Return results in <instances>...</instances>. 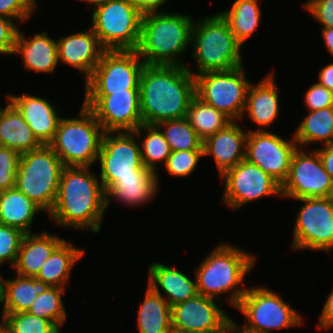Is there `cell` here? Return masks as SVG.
<instances>
[{
	"label": "cell",
	"instance_id": "cell-20",
	"mask_svg": "<svg viewBox=\"0 0 333 333\" xmlns=\"http://www.w3.org/2000/svg\"><path fill=\"white\" fill-rule=\"evenodd\" d=\"M58 62L61 61L85 73V82L91 77L102 54L106 51L92 28L57 40Z\"/></svg>",
	"mask_w": 333,
	"mask_h": 333
},
{
	"label": "cell",
	"instance_id": "cell-32",
	"mask_svg": "<svg viewBox=\"0 0 333 333\" xmlns=\"http://www.w3.org/2000/svg\"><path fill=\"white\" fill-rule=\"evenodd\" d=\"M259 0H236L229 10L221 12L236 40L243 46L259 28L262 10Z\"/></svg>",
	"mask_w": 333,
	"mask_h": 333
},
{
	"label": "cell",
	"instance_id": "cell-25",
	"mask_svg": "<svg viewBox=\"0 0 333 333\" xmlns=\"http://www.w3.org/2000/svg\"><path fill=\"white\" fill-rule=\"evenodd\" d=\"M64 240L55 234H49L47 231L39 234H25L13 266L16 274L36 277L45 261Z\"/></svg>",
	"mask_w": 333,
	"mask_h": 333
},
{
	"label": "cell",
	"instance_id": "cell-3",
	"mask_svg": "<svg viewBox=\"0 0 333 333\" xmlns=\"http://www.w3.org/2000/svg\"><path fill=\"white\" fill-rule=\"evenodd\" d=\"M193 23L189 14L144 11L136 49L139 57L145 65L187 66L179 58L190 46Z\"/></svg>",
	"mask_w": 333,
	"mask_h": 333
},
{
	"label": "cell",
	"instance_id": "cell-42",
	"mask_svg": "<svg viewBox=\"0 0 333 333\" xmlns=\"http://www.w3.org/2000/svg\"><path fill=\"white\" fill-rule=\"evenodd\" d=\"M36 8V0H0V16L13 20L26 22Z\"/></svg>",
	"mask_w": 333,
	"mask_h": 333
},
{
	"label": "cell",
	"instance_id": "cell-22",
	"mask_svg": "<svg viewBox=\"0 0 333 333\" xmlns=\"http://www.w3.org/2000/svg\"><path fill=\"white\" fill-rule=\"evenodd\" d=\"M157 173L148 168L136 170V176L117 177L106 190V208L113 197L126 206H139L148 203L158 192Z\"/></svg>",
	"mask_w": 333,
	"mask_h": 333
},
{
	"label": "cell",
	"instance_id": "cell-40",
	"mask_svg": "<svg viewBox=\"0 0 333 333\" xmlns=\"http://www.w3.org/2000/svg\"><path fill=\"white\" fill-rule=\"evenodd\" d=\"M24 235L25 233L17 228L0 224V266L5 261L14 266Z\"/></svg>",
	"mask_w": 333,
	"mask_h": 333
},
{
	"label": "cell",
	"instance_id": "cell-11",
	"mask_svg": "<svg viewBox=\"0 0 333 333\" xmlns=\"http://www.w3.org/2000/svg\"><path fill=\"white\" fill-rule=\"evenodd\" d=\"M144 66L136 50L105 51L85 82V95H111L139 89Z\"/></svg>",
	"mask_w": 333,
	"mask_h": 333
},
{
	"label": "cell",
	"instance_id": "cell-51",
	"mask_svg": "<svg viewBox=\"0 0 333 333\" xmlns=\"http://www.w3.org/2000/svg\"><path fill=\"white\" fill-rule=\"evenodd\" d=\"M80 1L92 4L93 5L92 8L94 10L96 7L104 5L105 3H107L111 0H80Z\"/></svg>",
	"mask_w": 333,
	"mask_h": 333
},
{
	"label": "cell",
	"instance_id": "cell-27",
	"mask_svg": "<svg viewBox=\"0 0 333 333\" xmlns=\"http://www.w3.org/2000/svg\"><path fill=\"white\" fill-rule=\"evenodd\" d=\"M0 146L14 149L20 155L42 146L10 102L5 108H0Z\"/></svg>",
	"mask_w": 333,
	"mask_h": 333
},
{
	"label": "cell",
	"instance_id": "cell-50",
	"mask_svg": "<svg viewBox=\"0 0 333 333\" xmlns=\"http://www.w3.org/2000/svg\"><path fill=\"white\" fill-rule=\"evenodd\" d=\"M322 36L327 51L333 56V27L322 28Z\"/></svg>",
	"mask_w": 333,
	"mask_h": 333
},
{
	"label": "cell",
	"instance_id": "cell-1",
	"mask_svg": "<svg viewBox=\"0 0 333 333\" xmlns=\"http://www.w3.org/2000/svg\"><path fill=\"white\" fill-rule=\"evenodd\" d=\"M187 66L145 65L139 80L145 125L185 118L195 96V79Z\"/></svg>",
	"mask_w": 333,
	"mask_h": 333
},
{
	"label": "cell",
	"instance_id": "cell-26",
	"mask_svg": "<svg viewBox=\"0 0 333 333\" xmlns=\"http://www.w3.org/2000/svg\"><path fill=\"white\" fill-rule=\"evenodd\" d=\"M278 97L274 73L271 72L256 85L250 83L243 114L246 112L251 121L267 128L274 123L279 114Z\"/></svg>",
	"mask_w": 333,
	"mask_h": 333
},
{
	"label": "cell",
	"instance_id": "cell-33",
	"mask_svg": "<svg viewBox=\"0 0 333 333\" xmlns=\"http://www.w3.org/2000/svg\"><path fill=\"white\" fill-rule=\"evenodd\" d=\"M298 147L311 143H333V106L316 111H309L300 122L294 134ZM319 141V142H318Z\"/></svg>",
	"mask_w": 333,
	"mask_h": 333
},
{
	"label": "cell",
	"instance_id": "cell-48",
	"mask_svg": "<svg viewBox=\"0 0 333 333\" xmlns=\"http://www.w3.org/2000/svg\"><path fill=\"white\" fill-rule=\"evenodd\" d=\"M318 83L333 91V63L324 66L320 70Z\"/></svg>",
	"mask_w": 333,
	"mask_h": 333
},
{
	"label": "cell",
	"instance_id": "cell-24",
	"mask_svg": "<svg viewBox=\"0 0 333 333\" xmlns=\"http://www.w3.org/2000/svg\"><path fill=\"white\" fill-rule=\"evenodd\" d=\"M148 268V286L165 296L161 293L162 289L166 294L163 298L170 306L198 295L196 279L192 281L183 272L159 262H153Z\"/></svg>",
	"mask_w": 333,
	"mask_h": 333
},
{
	"label": "cell",
	"instance_id": "cell-10",
	"mask_svg": "<svg viewBox=\"0 0 333 333\" xmlns=\"http://www.w3.org/2000/svg\"><path fill=\"white\" fill-rule=\"evenodd\" d=\"M195 95L213 106L232 121L244 115L247 91L250 81L244 73L243 65L228 71L206 72L194 76Z\"/></svg>",
	"mask_w": 333,
	"mask_h": 333
},
{
	"label": "cell",
	"instance_id": "cell-29",
	"mask_svg": "<svg viewBox=\"0 0 333 333\" xmlns=\"http://www.w3.org/2000/svg\"><path fill=\"white\" fill-rule=\"evenodd\" d=\"M83 254L84 250L78 249L64 240L45 261L35 278L50 287L66 289L65 286L70 279V272Z\"/></svg>",
	"mask_w": 333,
	"mask_h": 333
},
{
	"label": "cell",
	"instance_id": "cell-28",
	"mask_svg": "<svg viewBox=\"0 0 333 333\" xmlns=\"http://www.w3.org/2000/svg\"><path fill=\"white\" fill-rule=\"evenodd\" d=\"M43 210L16 187L0 191V224L32 233L30 228L37 213Z\"/></svg>",
	"mask_w": 333,
	"mask_h": 333
},
{
	"label": "cell",
	"instance_id": "cell-4",
	"mask_svg": "<svg viewBox=\"0 0 333 333\" xmlns=\"http://www.w3.org/2000/svg\"><path fill=\"white\" fill-rule=\"evenodd\" d=\"M241 250L225 243L211 250L195 270L199 295L217 299L219 295L232 291L229 302L236 308L248 289L239 285L255 263L252 253Z\"/></svg>",
	"mask_w": 333,
	"mask_h": 333
},
{
	"label": "cell",
	"instance_id": "cell-15",
	"mask_svg": "<svg viewBox=\"0 0 333 333\" xmlns=\"http://www.w3.org/2000/svg\"><path fill=\"white\" fill-rule=\"evenodd\" d=\"M83 105L94 114L105 132L135 131L143 124L139 89L111 95H85Z\"/></svg>",
	"mask_w": 333,
	"mask_h": 333
},
{
	"label": "cell",
	"instance_id": "cell-7",
	"mask_svg": "<svg viewBox=\"0 0 333 333\" xmlns=\"http://www.w3.org/2000/svg\"><path fill=\"white\" fill-rule=\"evenodd\" d=\"M64 165L49 145L23 153L15 187L48 214L55 204Z\"/></svg>",
	"mask_w": 333,
	"mask_h": 333
},
{
	"label": "cell",
	"instance_id": "cell-14",
	"mask_svg": "<svg viewBox=\"0 0 333 333\" xmlns=\"http://www.w3.org/2000/svg\"><path fill=\"white\" fill-rule=\"evenodd\" d=\"M220 178L225 180L222 202L233 210L263 197L282 196L281 185L246 159L228 169Z\"/></svg>",
	"mask_w": 333,
	"mask_h": 333
},
{
	"label": "cell",
	"instance_id": "cell-9",
	"mask_svg": "<svg viewBox=\"0 0 333 333\" xmlns=\"http://www.w3.org/2000/svg\"><path fill=\"white\" fill-rule=\"evenodd\" d=\"M143 13L130 0H111L93 10L91 28L106 51L136 50Z\"/></svg>",
	"mask_w": 333,
	"mask_h": 333
},
{
	"label": "cell",
	"instance_id": "cell-39",
	"mask_svg": "<svg viewBox=\"0 0 333 333\" xmlns=\"http://www.w3.org/2000/svg\"><path fill=\"white\" fill-rule=\"evenodd\" d=\"M203 158V150L172 151L165 164V169L171 176L186 177L192 174Z\"/></svg>",
	"mask_w": 333,
	"mask_h": 333
},
{
	"label": "cell",
	"instance_id": "cell-23",
	"mask_svg": "<svg viewBox=\"0 0 333 333\" xmlns=\"http://www.w3.org/2000/svg\"><path fill=\"white\" fill-rule=\"evenodd\" d=\"M57 41L47 32L37 33L31 39L18 30L14 54H21L24 67L36 73H54L58 62Z\"/></svg>",
	"mask_w": 333,
	"mask_h": 333
},
{
	"label": "cell",
	"instance_id": "cell-54",
	"mask_svg": "<svg viewBox=\"0 0 333 333\" xmlns=\"http://www.w3.org/2000/svg\"><path fill=\"white\" fill-rule=\"evenodd\" d=\"M0 333H4L3 332V320L0 322Z\"/></svg>",
	"mask_w": 333,
	"mask_h": 333
},
{
	"label": "cell",
	"instance_id": "cell-36",
	"mask_svg": "<svg viewBox=\"0 0 333 333\" xmlns=\"http://www.w3.org/2000/svg\"><path fill=\"white\" fill-rule=\"evenodd\" d=\"M156 126L164 134L172 151L203 150V141L186 117L161 121Z\"/></svg>",
	"mask_w": 333,
	"mask_h": 333
},
{
	"label": "cell",
	"instance_id": "cell-46",
	"mask_svg": "<svg viewBox=\"0 0 333 333\" xmlns=\"http://www.w3.org/2000/svg\"><path fill=\"white\" fill-rule=\"evenodd\" d=\"M317 327L320 330H329L330 328H333V289L330 291L326 303L322 308Z\"/></svg>",
	"mask_w": 333,
	"mask_h": 333
},
{
	"label": "cell",
	"instance_id": "cell-31",
	"mask_svg": "<svg viewBox=\"0 0 333 333\" xmlns=\"http://www.w3.org/2000/svg\"><path fill=\"white\" fill-rule=\"evenodd\" d=\"M144 300L138 310L139 333H168L171 325V306L160 294L147 285Z\"/></svg>",
	"mask_w": 333,
	"mask_h": 333
},
{
	"label": "cell",
	"instance_id": "cell-47",
	"mask_svg": "<svg viewBox=\"0 0 333 333\" xmlns=\"http://www.w3.org/2000/svg\"><path fill=\"white\" fill-rule=\"evenodd\" d=\"M316 150L320 155L323 167L333 179V143Z\"/></svg>",
	"mask_w": 333,
	"mask_h": 333
},
{
	"label": "cell",
	"instance_id": "cell-38",
	"mask_svg": "<svg viewBox=\"0 0 333 333\" xmlns=\"http://www.w3.org/2000/svg\"><path fill=\"white\" fill-rule=\"evenodd\" d=\"M60 330L52 321L29 312L5 313L3 319L4 333H60Z\"/></svg>",
	"mask_w": 333,
	"mask_h": 333
},
{
	"label": "cell",
	"instance_id": "cell-37",
	"mask_svg": "<svg viewBox=\"0 0 333 333\" xmlns=\"http://www.w3.org/2000/svg\"><path fill=\"white\" fill-rule=\"evenodd\" d=\"M64 288L49 287L39 294L28 310L33 316H38L52 321L59 329L66 321V310L62 301Z\"/></svg>",
	"mask_w": 333,
	"mask_h": 333
},
{
	"label": "cell",
	"instance_id": "cell-44",
	"mask_svg": "<svg viewBox=\"0 0 333 333\" xmlns=\"http://www.w3.org/2000/svg\"><path fill=\"white\" fill-rule=\"evenodd\" d=\"M302 5L322 24V28L333 27V0H310Z\"/></svg>",
	"mask_w": 333,
	"mask_h": 333
},
{
	"label": "cell",
	"instance_id": "cell-17",
	"mask_svg": "<svg viewBox=\"0 0 333 333\" xmlns=\"http://www.w3.org/2000/svg\"><path fill=\"white\" fill-rule=\"evenodd\" d=\"M297 147L294 136L292 140H286L262 128L250 130L245 159L282 185L288 176L291 158Z\"/></svg>",
	"mask_w": 333,
	"mask_h": 333
},
{
	"label": "cell",
	"instance_id": "cell-12",
	"mask_svg": "<svg viewBox=\"0 0 333 333\" xmlns=\"http://www.w3.org/2000/svg\"><path fill=\"white\" fill-rule=\"evenodd\" d=\"M295 200L304 204L297 211L293 250L330 252L333 249V196Z\"/></svg>",
	"mask_w": 333,
	"mask_h": 333
},
{
	"label": "cell",
	"instance_id": "cell-2",
	"mask_svg": "<svg viewBox=\"0 0 333 333\" xmlns=\"http://www.w3.org/2000/svg\"><path fill=\"white\" fill-rule=\"evenodd\" d=\"M90 167L64 166L49 218L56 224L97 233L106 210V194Z\"/></svg>",
	"mask_w": 333,
	"mask_h": 333
},
{
	"label": "cell",
	"instance_id": "cell-8",
	"mask_svg": "<svg viewBox=\"0 0 333 333\" xmlns=\"http://www.w3.org/2000/svg\"><path fill=\"white\" fill-rule=\"evenodd\" d=\"M236 309L246 319L241 327L232 320V329L236 333H271L272 330L304 323L303 318L280 295L264 286L249 287Z\"/></svg>",
	"mask_w": 333,
	"mask_h": 333
},
{
	"label": "cell",
	"instance_id": "cell-43",
	"mask_svg": "<svg viewBox=\"0 0 333 333\" xmlns=\"http://www.w3.org/2000/svg\"><path fill=\"white\" fill-rule=\"evenodd\" d=\"M304 97L308 111H316L333 106V91L318 82L308 88Z\"/></svg>",
	"mask_w": 333,
	"mask_h": 333
},
{
	"label": "cell",
	"instance_id": "cell-6",
	"mask_svg": "<svg viewBox=\"0 0 333 333\" xmlns=\"http://www.w3.org/2000/svg\"><path fill=\"white\" fill-rule=\"evenodd\" d=\"M78 116L60 118L49 146L64 166L92 167L98 159L105 131L83 104Z\"/></svg>",
	"mask_w": 333,
	"mask_h": 333
},
{
	"label": "cell",
	"instance_id": "cell-34",
	"mask_svg": "<svg viewBox=\"0 0 333 333\" xmlns=\"http://www.w3.org/2000/svg\"><path fill=\"white\" fill-rule=\"evenodd\" d=\"M186 118L202 141L232 122L228 116L203 102L196 95L191 100Z\"/></svg>",
	"mask_w": 333,
	"mask_h": 333
},
{
	"label": "cell",
	"instance_id": "cell-53",
	"mask_svg": "<svg viewBox=\"0 0 333 333\" xmlns=\"http://www.w3.org/2000/svg\"><path fill=\"white\" fill-rule=\"evenodd\" d=\"M4 304V279L3 276L0 275V304Z\"/></svg>",
	"mask_w": 333,
	"mask_h": 333
},
{
	"label": "cell",
	"instance_id": "cell-18",
	"mask_svg": "<svg viewBox=\"0 0 333 333\" xmlns=\"http://www.w3.org/2000/svg\"><path fill=\"white\" fill-rule=\"evenodd\" d=\"M217 305L216 299L197 295L171 306V325L181 330L204 333H230L232 318Z\"/></svg>",
	"mask_w": 333,
	"mask_h": 333
},
{
	"label": "cell",
	"instance_id": "cell-45",
	"mask_svg": "<svg viewBox=\"0 0 333 333\" xmlns=\"http://www.w3.org/2000/svg\"><path fill=\"white\" fill-rule=\"evenodd\" d=\"M18 25L14 24L13 19L0 16V53L13 55Z\"/></svg>",
	"mask_w": 333,
	"mask_h": 333
},
{
	"label": "cell",
	"instance_id": "cell-52",
	"mask_svg": "<svg viewBox=\"0 0 333 333\" xmlns=\"http://www.w3.org/2000/svg\"><path fill=\"white\" fill-rule=\"evenodd\" d=\"M168 333H204L200 331H192V330H181L175 327H171L170 331Z\"/></svg>",
	"mask_w": 333,
	"mask_h": 333
},
{
	"label": "cell",
	"instance_id": "cell-5",
	"mask_svg": "<svg viewBox=\"0 0 333 333\" xmlns=\"http://www.w3.org/2000/svg\"><path fill=\"white\" fill-rule=\"evenodd\" d=\"M192 57L197 71L193 75L206 72L228 71L241 66L242 45L236 40L227 21L220 12L204 17L193 23L190 32Z\"/></svg>",
	"mask_w": 333,
	"mask_h": 333
},
{
	"label": "cell",
	"instance_id": "cell-41",
	"mask_svg": "<svg viewBox=\"0 0 333 333\" xmlns=\"http://www.w3.org/2000/svg\"><path fill=\"white\" fill-rule=\"evenodd\" d=\"M20 156L14 149L0 146V191L15 187Z\"/></svg>",
	"mask_w": 333,
	"mask_h": 333
},
{
	"label": "cell",
	"instance_id": "cell-49",
	"mask_svg": "<svg viewBox=\"0 0 333 333\" xmlns=\"http://www.w3.org/2000/svg\"><path fill=\"white\" fill-rule=\"evenodd\" d=\"M138 5L143 11L158 10L167 0H130Z\"/></svg>",
	"mask_w": 333,
	"mask_h": 333
},
{
	"label": "cell",
	"instance_id": "cell-21",
	"mask_svg": "<svg viewBox=\"0 0 333 333\" xmlns=\"http://www.w3.org/2000/svg\"><path fill=\"white\" fill-rule=\"evenodd\" d=\"M248 132L243 131L236 121L203 141V157L212 155L220 176L235 167L246 157Z\"/></svg>",
	"mask_w": 333,
	"mask_h": 333
},
{
	"label": "cell",
	"instance_id": "cell-35",
	"mask_svg": "<svg viewBox=\"0 0 333 333\" xmlns=\"http://www.w3.org/2000/svg\"><path fill=\"white\" fill-rule=\"evenodd\" d=\"M142 131H147L144 141L142 140L141 142L143 148H140L143 164L157 173V164L161 162V164L164 163L165 165L172 150L165 140L164 134L156 125L142 124L133 132L136 137H140Z\"/></svg>",
	"mask_w": 333,
	"mask_h": 333
},
{
	"label": "cell",
	"instance_id": "cell-16",
	"mask_svg": "<svg viewBox=\"0 0 333 333\" xmlns=\"http://www.w3.org/2000/svg\"><path fill=\"white\" fill-rule=\"evenodd\" d=\"M116 133V135H114ZM133 131L105 132L97 161L100 163V181L106 190L117 177L136 176L144 166L141 146Z\"/></svg>",
	"mask_w": 333,
	"mask_h": 333
},
{
	"label": "cell",
	"instance_id": "cell-13",
	"mask_svg": "<svg viewBox=\"0 0 333 333\" xmlns=\"http://www.w3.org/2000/svg\"><path fill=\"white\" fill-rule=\"evenodd\" d=\"M308 153L301 147L294 151L288 176L281 185L282 197L300 199L333 196V179L323 167L318 151L314 149Z\"/></svg>",
	"mask_w": 333,
	"mask_h": 333
},
{
	"label": "cell",
	"instance_id": "cell-30",
	"mask_svg": "<svg viewBox=\"0 0 333 333\" xmlns=\"http://www.w3.org/2000/svg\"><path fill=\"white\" fill-rule=\"evenodd\" d=\"M50 286L35 277L17 274L16 278L4 279V304L2 320L5 313L28 312L37 296Z\"/></svg>",
	"mask_w": 333,
	"mask_h": 333
},
{
	"label": "cell",
	"instance_id": "cell-19",
	"mask_svg": "<svg viewBox=\"0 0 333 333\" xmlns=\"http://www.w3.org/2000/svg\"><path fill=\"white\" fill-rule=\"evenodd\" d=\"M7 100L21 114L37 140L42 145H49L54 139L61 118L55 106L46 98L30 94L20 96L8 94Z\"/></svg>",
	"mask_w": 333,
	"mask_h": 333
}]
</instances>
